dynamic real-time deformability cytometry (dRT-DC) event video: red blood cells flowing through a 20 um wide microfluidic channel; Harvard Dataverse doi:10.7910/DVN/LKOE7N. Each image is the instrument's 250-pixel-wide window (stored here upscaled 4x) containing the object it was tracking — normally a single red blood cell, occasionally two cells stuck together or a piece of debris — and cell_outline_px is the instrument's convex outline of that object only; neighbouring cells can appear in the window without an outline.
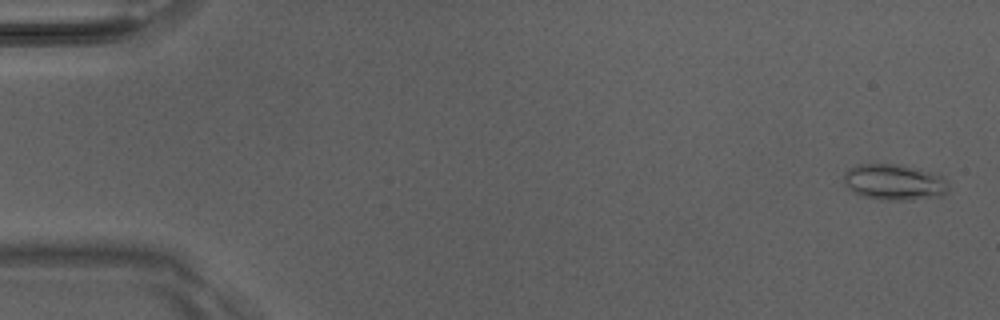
{"species": "Egyptian fruit bat (a non-hibernating species)", "species_latin": "Rousettus aegyptiacus", "temperature_condition": "room temperature", "stored_images_in_passage": 51, "camera_frame_rate_fps": 3000, "um_per_image_px": 0.085, "animal": {"sex": "male"}, "frame": {"image": 1, "passage_image": 2, "time_ms": 0.333, "image_size_px": [1000, 320], "cell_outline_px": [[948, 192], [944, 196], [904, 200], [880, 200], [860, 196], [852, 192], [844, 184], [844, 172], [848, 168], [860, 164], [896, 164], [920, 168], [932, 172], [940, 176], [948, 184]], "centroid_in_image_um": [75.99, 15.49], "position_along_channel_um": 9.0, "area_um2": 22.25}}
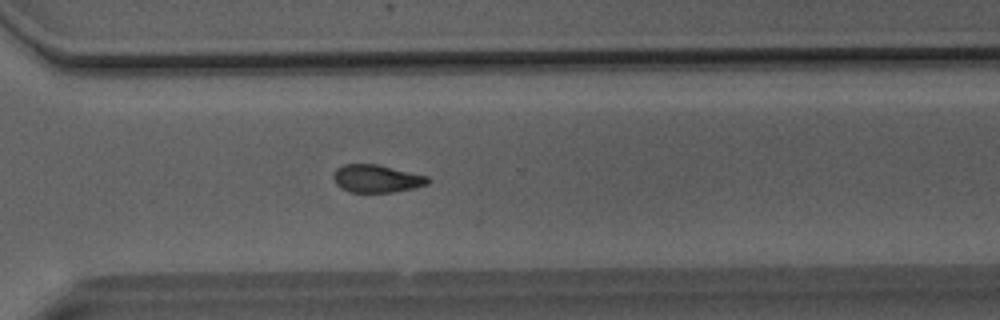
{"frame": {"image": 2, "passage_image": 37, "time_ms": 12.0, "image_size_px": [1000, 320], "cell_outline_px": [[428, 184], [412, 188], [392, 192], [348, 192], [340, 188], [336, 184], [332, 176], [336, 168], [344, 164], [376, 164], [428, 176]], "centroid_in_image_um": [31.96, 15.18], "position_along_channel_um": 338.6, "area_um2": 15.2}}
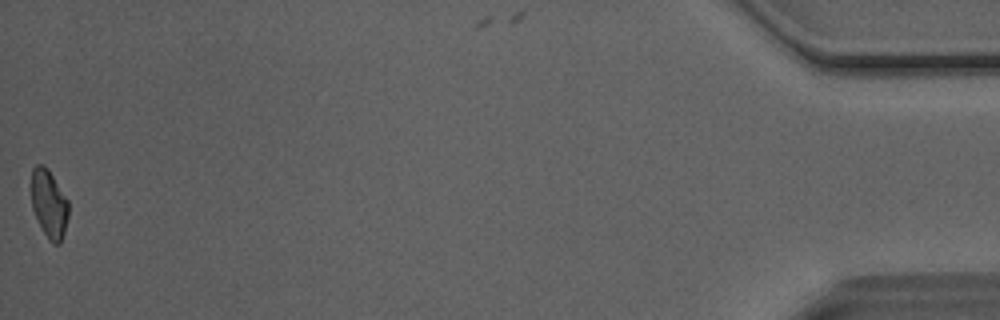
{"frame": {"image": 3, "passage_image": 51, "time_ms": 16.667, "image_size_px": [1000, 320], "cell_outline_px": [[68, 216], [64, 232], [60, 244], [52, 244], [48, 240], [32, 208], [32, 168], [36, 164], [44, 164], [48, 168], [68, 200]], "centroid_in_image_um": [4.17, 17.31], "position_along_channel_um": 431.0, "area_um2": 14.68}}